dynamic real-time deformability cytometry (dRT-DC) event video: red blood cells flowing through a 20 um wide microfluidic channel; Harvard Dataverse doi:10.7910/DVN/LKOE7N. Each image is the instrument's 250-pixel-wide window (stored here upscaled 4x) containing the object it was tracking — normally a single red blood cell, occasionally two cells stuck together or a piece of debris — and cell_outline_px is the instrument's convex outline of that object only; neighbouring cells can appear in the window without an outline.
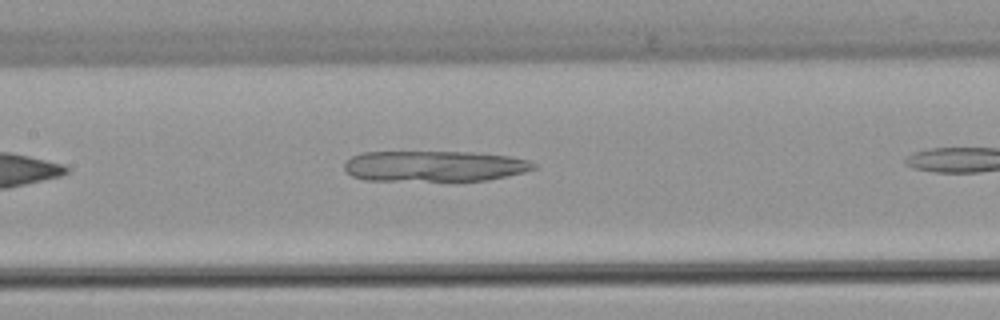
{"species": "common noctule bat (a hibernating species)", "species_latin": "Nyctalus noctula", "temperature_condition": "warm", "stored_images_in_passage": 5, "camera_frame_rate_fps": 3000, "um_per_image_px": 0.085, "animal": {"sex": "female", "body_mass_g": 22.7, "forearm_length_mm": 54.2}, "frame": {"image": 1, "passage_image": 4, "time_ms": 3.667, "image_size_px": [1000, 320], "cell_outline_px": [[536, 168], [524, 172], [488, 180], [364, 180], [352, 176], [344, 168], [344, 164], [352, 156], [364, 152], [472, 152], [508, 156], [528, 160], [536, 164]], "centroid_in_image_um": [36.92, 14.11], "position_along_channel_um": 170.5, "area_um2": 33.7}}